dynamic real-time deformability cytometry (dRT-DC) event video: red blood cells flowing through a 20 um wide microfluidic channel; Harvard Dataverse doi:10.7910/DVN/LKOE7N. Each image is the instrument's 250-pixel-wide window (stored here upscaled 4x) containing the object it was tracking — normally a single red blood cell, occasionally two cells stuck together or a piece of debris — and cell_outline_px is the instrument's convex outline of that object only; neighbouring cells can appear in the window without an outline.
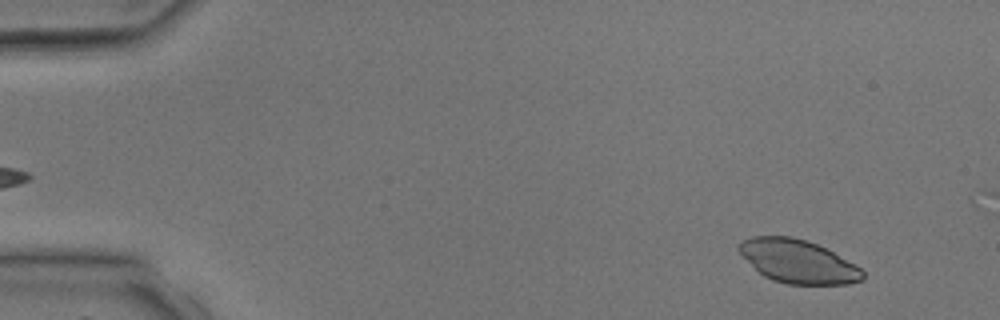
{"species": "common noctule bat (a hibernating species)", "species_latin": "Nyctalus noctula", "temperature_condition": "room temperature", "stored_images_in_passage": 4, "camera_frame_rate_fps": 3000, "um_per_image_px": 0.085, "animal": {"sex": "male", "body_mass_g": 17.9, "forearm_length_mm": 54.2}, "frame": {"image": 1, "passage_image": 2, "time_ms": 1.0, "image_size_px": [1000, 320], "cell_outline_px": [[864, 280], [848, 284], [788, 284], [772, 280], [764, 276], [736, 248], [736, 244], [752, 236], [792, 236], [816, 244], [832, 252], [860, 268], [864, 272]], "centroid_in_image_um": [67.82, 22.22], "position_along_channel_um": 17.2, "area_um2": 30.75}}